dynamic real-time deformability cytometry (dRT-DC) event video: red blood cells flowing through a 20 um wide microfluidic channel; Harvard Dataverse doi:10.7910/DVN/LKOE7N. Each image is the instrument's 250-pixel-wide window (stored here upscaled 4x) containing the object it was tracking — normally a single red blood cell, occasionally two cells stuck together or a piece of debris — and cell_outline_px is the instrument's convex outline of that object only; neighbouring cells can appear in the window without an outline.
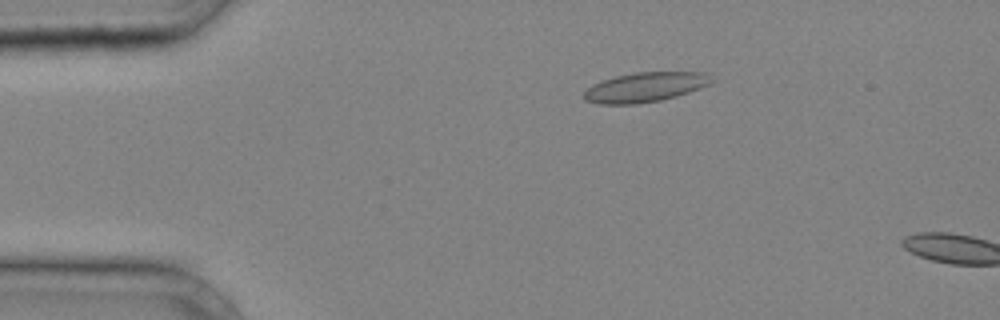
{"species": "common noctule bat (a hibernating species)", "species_latin": "Nyctalus noctula", "temperature_condition": "cold", "stored_images_in_passage": 5, "camera_frame_rate_fps": 3000, "um_per_image_px": 0.085, "animal": {"sex": "male", "body_mass_g": 20.4}, "frame": {"image": 1, "passage_image": 3, "time_ms": 0.667, "image_size_px": [1000, 320], "cell_outline_px": [[716, 80], [700, 88], [676, 96], [660, 100], [636, 104], [600, 104], [584, 100], [584, 92], [592, 84], [616, 76], [636, 72], [704, 72]], "centroid_in_image_um": [54.84, 7.41], "position_along_channel_um": 30.2, "area_um2": 21.91}}